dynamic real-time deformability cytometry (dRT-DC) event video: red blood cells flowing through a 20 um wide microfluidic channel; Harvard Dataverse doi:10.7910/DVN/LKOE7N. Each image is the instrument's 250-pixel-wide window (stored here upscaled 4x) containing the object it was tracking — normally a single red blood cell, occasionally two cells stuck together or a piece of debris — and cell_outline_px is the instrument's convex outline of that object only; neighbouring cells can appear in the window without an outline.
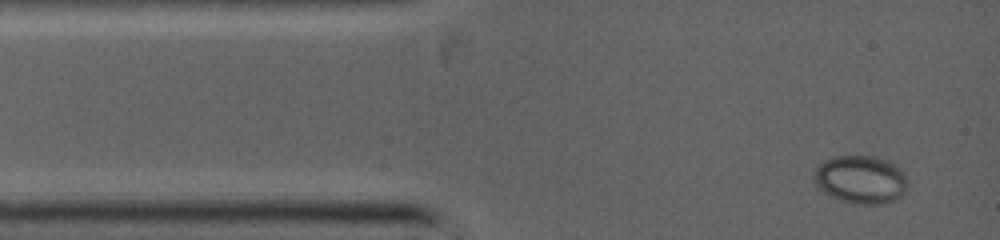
{"species": "common noctule bat (a hibernating species)", "species_latin": "Nyctalus noctula", "temperature_condition": "warm", "stored_images_in_passage": 9, "camera_frame_rate_fps": 5000, "um_per_image_px": 0.085, "animal": {"sex": "female", "body_mass_g": 19.0, "forearm_length_mm": 53.3}, "frame": {"image": 1, "passage_image": 1, "time_ms": 0.0, "image_size_px": [1000, 240], "cell_outline_px": [[908, 188], [900, 196], [892, 200], [880, 204], [856, 204], [832, 196], [824, 192], [816, 184], [812, 176], [816, 168], [824, 160], [836, 156], [876, 156], [900, 168], [904, 172], [908, 184]], "centroid_in_image_um": [73.16, 15.25], "position_along_channel_um": 11.8, "area_um2": 26.01}}
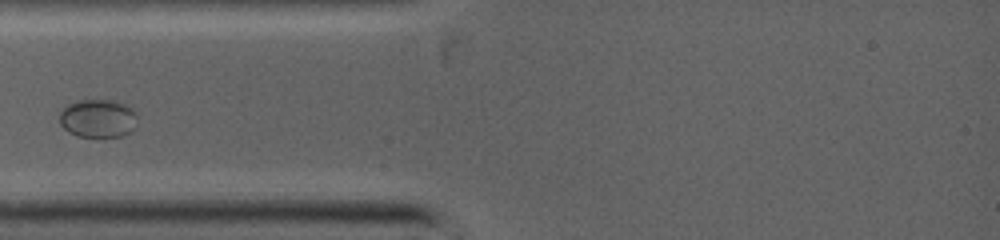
{"frame": {"image": 2, "passage_image": 6, "time_ms": 2.6, "image_size_px": [1000, 240], "cell_outline_px": [[136, 128], [120, 136], [76, 136], [68, 132], [60, 124], [60, 112], [68, 104], [80, 100], [112, 100], [128, 104], [132, 108], [136, 116]], "centroid_in_image_um": [8.33, 10.05], "position_along_channel_um": 76.7, "area_um2": 17.34}}
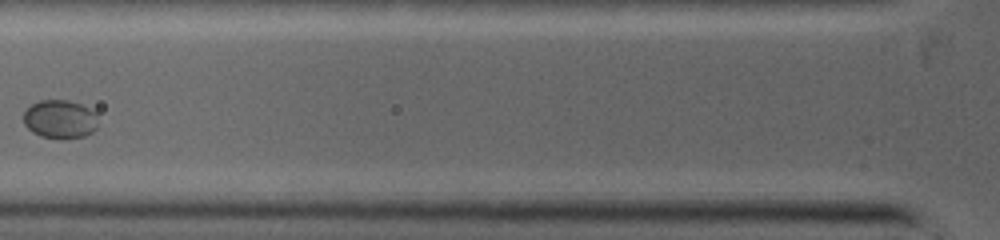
{"frame": {"image": 3, "passage_image": 8, "time_ms": 3.6, "image_size_px": [1000, 240], "cell_outline_px": [[96, 128], [92, 132], [84, 136], [64, 140], [60, 140], [40, 136], [32, 132], [24, 124], [24, 112], [32, 104], [40, 100], [68, 100], [80, 104], [96, 112]], "centroid_in_image_um": [5.09, 10.15], "position_along_channel_um": 120.7, "area_um2": 16.88}}